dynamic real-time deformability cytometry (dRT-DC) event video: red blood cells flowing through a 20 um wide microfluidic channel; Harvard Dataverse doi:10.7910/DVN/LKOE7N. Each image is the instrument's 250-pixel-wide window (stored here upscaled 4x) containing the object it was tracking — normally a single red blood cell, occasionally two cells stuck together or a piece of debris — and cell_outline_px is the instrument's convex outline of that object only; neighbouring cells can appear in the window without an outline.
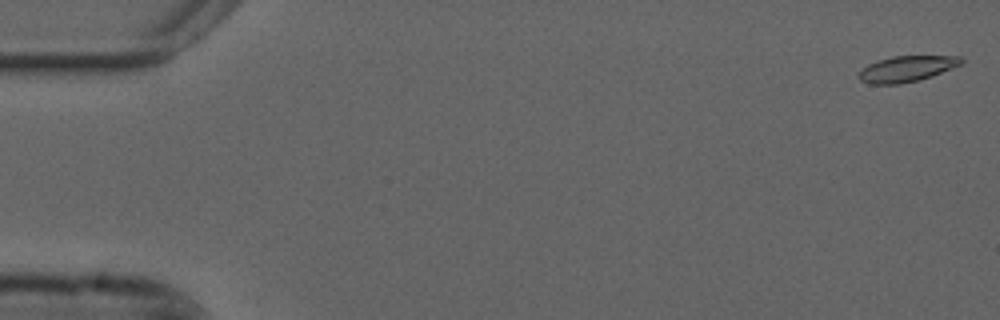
{"species": "common noctule bat (a hibernating species)", "species_latin": "Nyctalus noctula", "temperature_condition": "cold", "stored_images_in_passage": 55, "camera_frame_rate_fps": 3000, "um_per_image_px": 0.085, "animal": {"sex": "male", "forearm_length_mm": 52.5}, "frame": {"image": 1, "passage_image": 1, "time_ms": 0.0, "image_size_px": [1000, 320], "cell_outline_px": [[964, 64], [932, 76], [900, 84], [868, 84], [860, 80], [860, 72], [868, 64], [876, 60], [892, 56], [960, 56], [964, 60]], "centroid_in_image_um": [77.11, 5.84], "position_along_channel_um": 7.9, "area_um2": 15.43}}
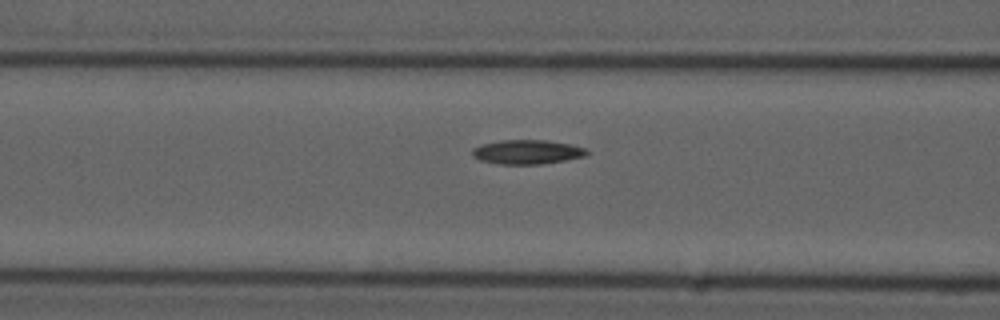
{"frame": {"image": 2, "passage_image": 22, "time_ms": 7.0, "image_size_px": [1000, 320], "cell_outline_px": [[588, 152], [584, 156], [564, 160], [540, 164], [500, 164], [480, 160], [472, 156], [472, 148], [480, 144], [500, 140], [548, 140], [568, 144], [584, 148]], "centroid_in_image_um": [44.74, 12.91], "position_along_channel_um": 121.9, "area_um2": 16.07}}
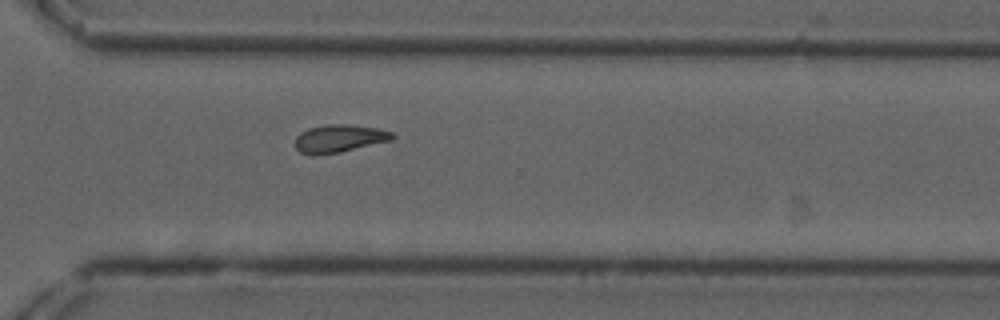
{"frame": {"image": 3, "passage_image": 40, "time_ms": 13.0, "image_size_px": [1000, 320], "cell_outline_px": [[396, 136], [392, 140], [340, 152], [316, 156], [312, 156], [300, 152], [296, 148], [296, 136], [300, 132], [308, 128], [328, 124], [348, 124], [380, 128], [392, 132]], "centroid_in_image_um": [28.84, 11.77], "position_along_channel_um": 341.8, "area_um2": 15.95}, "authors_computed_cell_mechanics": {"area_um2": 15.6638, "velocity_mm_per_s": 3.6733, "shape_relaxation_time_tau1_ms": 7.569, "shape_relaxation_time_tau2_ms": 5.7633, "deformation_change_tau1": 0.1656, "deformation_change_tau2": 0.1282}}